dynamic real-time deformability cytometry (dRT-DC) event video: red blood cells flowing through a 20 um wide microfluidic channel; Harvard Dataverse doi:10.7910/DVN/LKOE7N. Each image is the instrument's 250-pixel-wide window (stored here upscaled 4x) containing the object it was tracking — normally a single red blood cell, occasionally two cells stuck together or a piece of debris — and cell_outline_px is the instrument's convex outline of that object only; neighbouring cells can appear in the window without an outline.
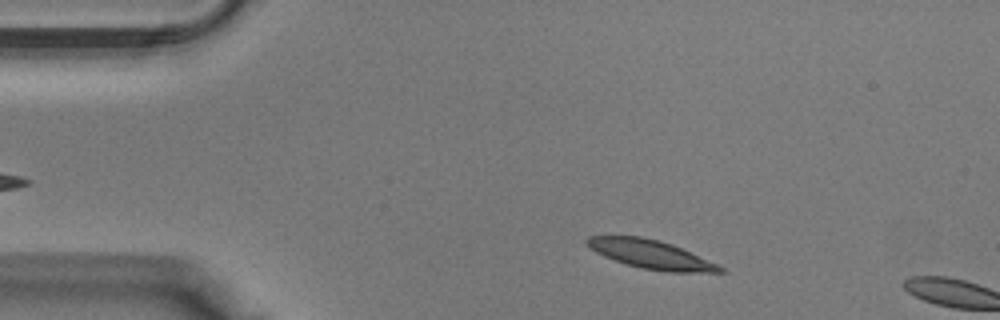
{"species": "Egyptian fruit bat (a non-hibernating species)", "species_latin": "Rousettus aegyptiacus", "temperature_condition": "warm", "stored_images_in_passage": 5, "camera_frame_rate_fps": 3000, "um_per_image_px": 0.085, "animal": {"sex": "male"}, "frame": {"image": 1, "passage_image": 3, "time_ms": 0.667, "image_size_px": [1000, 320], "cell_outline_px": [[724, 272], [668, 272], [644, 268], [628, 264], [604, 256], [596, 252], [584, 240], [588, 236], [640, 236], [672, 244], [716, 264], [724, 268]], "centroid_in_image_um": [55.3, 21.61], "position_along_channel_um": 29.7, "area_um2": 21.56}}